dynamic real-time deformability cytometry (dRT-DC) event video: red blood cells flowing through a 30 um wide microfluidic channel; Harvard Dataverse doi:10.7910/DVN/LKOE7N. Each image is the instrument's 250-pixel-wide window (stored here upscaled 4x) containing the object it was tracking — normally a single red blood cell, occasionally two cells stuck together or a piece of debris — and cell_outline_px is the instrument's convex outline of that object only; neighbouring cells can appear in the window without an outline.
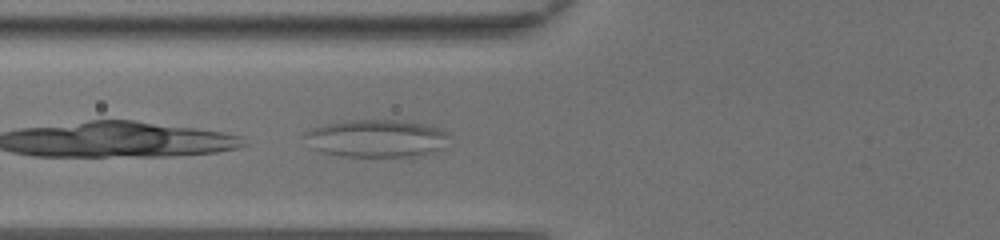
{"species": "common noctule bat (a hibernating species)", "species_latin": "Nyctalus noctula", "temperature_condition": "room temperature", "stored_images_in_passage": 36, "camera_frame_rate_fps": 3000, "um_per_image_px": 0.085, "animal": {"sex": "female", "body_mass_g": 20.0, "forearm_length_mm": 54.0}, "frame": {"image": 1, "passage_image": 7, "time_ms": 2.0, "image_size_px": [1000, 240], "cell_outline_px": [[448, 136], [440, 148], [436, 152], [416, 156], [340, 156], [324, 152], [312, 148], [304, 136], [304, 132], [312, 128], [344, 120], [396, 120], [420, 124], [440, 128], [448, 132]], "centroid_in_image_um": [31.97, 11.76], "position_along_channel_um": 93.8, "area_um2": 31.33}}
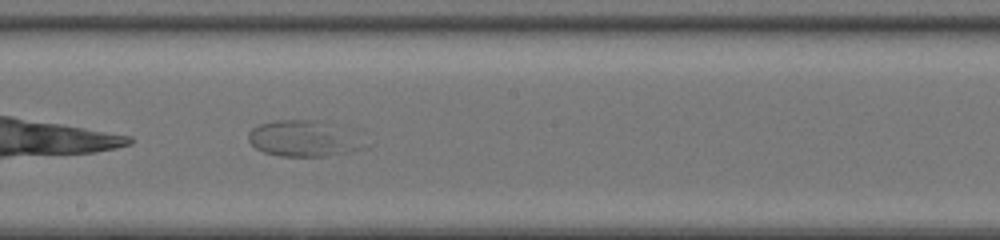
{"frame": {"image": 2, "passage_image": 16, "time_ms": 5.0, "image_size_px": [1000, 240], "cell_outline_px": [[368, 144], [364, 148], [348, 152], [324, 156], [280, 156], [264, 152], [256, 148], [248, 140], [248, 132], [252, 128], [260, 124], [276, 120], [320, 120], [360, 128]], "centroid_in_image_um": [26.02, 11.74], "position_along_channel_um": 222.2, "area_um2": 25.66}}
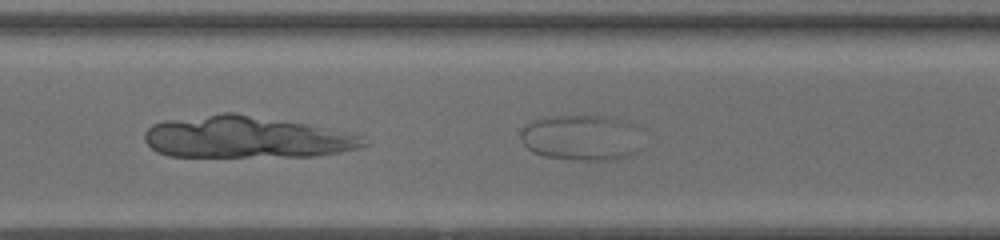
{"frame": {"image": 3, "passage_image": 23, "time_ms": 7.333, "image_size_px": [1000, 240], "cell_outline_px": [[636, 128], [632, 152], [628, 156], [608, 160], [580, 160], [544, 156], [532, 152], [520, 140], [520, 132], [532, 120], [556, 116], [604, 116], [620, 120], [632, 124]], "centroid_in_image_um": [49.27, 11.7], "position_along_channel_um": 321.3, "area_um2": 31.33}}